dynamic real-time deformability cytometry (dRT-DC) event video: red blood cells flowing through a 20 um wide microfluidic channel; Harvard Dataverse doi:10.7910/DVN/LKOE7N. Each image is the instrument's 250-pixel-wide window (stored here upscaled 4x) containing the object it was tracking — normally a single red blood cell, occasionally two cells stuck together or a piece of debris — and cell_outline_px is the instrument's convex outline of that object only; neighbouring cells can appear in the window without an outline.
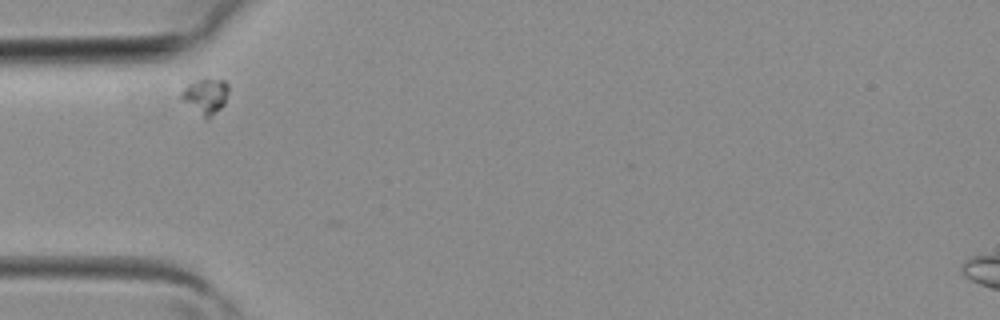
{"species": "common noctule bat (a hibernating species)", "species_latin": "Nyctalus noctula", "temperature_condition": "room temperature", "stored_images_in_passage": 5, "segment_of_instrument_passage": [2, 2], "camera_frame_rate_fps": 3000, "um_per_image_px": 0.085, "animal": {"sex": "female", "body_mass_g": 19.3, "forearm_length_mm": 54.1}, "frame": {"image": 1, "passage_image": 4, "time_ms": 1.0, "image_size_px": [1000, 320], "cell_outline_px": [[228, 92], [224, 104], [208, 120], [204, 120], [180, 100], [176, 96], [188, 84], [204, 76], [224, 80], [228, 84]], "centroid_in_image_um": [17.41, 8.17], "position_along_channel_um": 67.6, "area_um2": 10.46}}